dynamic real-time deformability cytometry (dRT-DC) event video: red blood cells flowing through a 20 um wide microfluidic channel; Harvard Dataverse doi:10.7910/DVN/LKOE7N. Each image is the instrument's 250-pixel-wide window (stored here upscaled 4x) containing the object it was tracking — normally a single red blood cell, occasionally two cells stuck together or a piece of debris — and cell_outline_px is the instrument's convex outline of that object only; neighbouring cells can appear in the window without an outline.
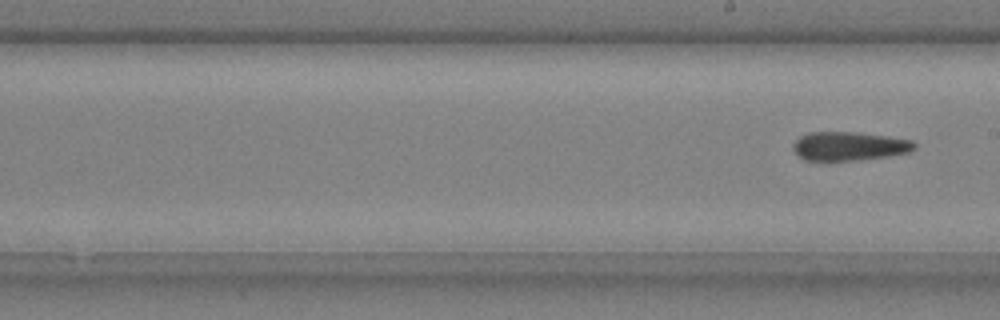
{"species": "common noctule bat (a hibernating species)", "species_latin": "Nyctalus noctula", "temperature_condition": "cold", "stored_images_in_passage": 8, "segment_of_instrument_passage": [2, 2], "camera_frame_rate_fps": 3000, "um_per_image_px": 0.085, "animal": {"sex": "male", "body_mass_g": 20.4}, "frame": {"image": 1, "passage_image": 8, "time_ms": 2.333, "image_size_px": [1000, 320], "cell_outline_px": [[916, 148], [908, 152], [884, 156], [852, 160], [804, 160], [792, 148], [792, 144], [800, 136], [808, 132], [852, 132], [888, 136], [912, 140], [916, 144]], "centroid_in_image_um": [72.16, 12.41], "position_along_channel_um": 216.8, "area_um2": 20.06}}